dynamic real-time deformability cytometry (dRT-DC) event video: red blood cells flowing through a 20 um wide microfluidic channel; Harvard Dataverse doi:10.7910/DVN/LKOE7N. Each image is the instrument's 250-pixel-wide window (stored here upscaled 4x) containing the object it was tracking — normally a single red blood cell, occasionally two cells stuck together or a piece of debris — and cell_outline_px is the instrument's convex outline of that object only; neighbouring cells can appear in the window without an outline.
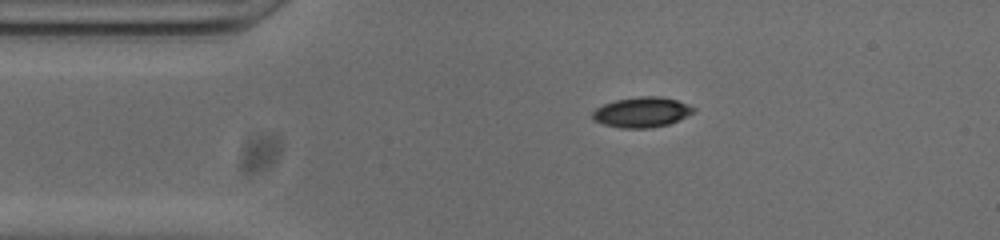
{"species": "common noctule bat (a hibernating species)", "species_latin": "Nyctalus noctula", "temperature_condition": "cold", "stored_images_in_passage": 44, "camera_frame_rate_fps": 3000, "um_per_image_px": 0.085, "animal": {"sex": "male", "body_mass_g": 20.0, "forearm_length_mm": 53.3}, "frame": {"image": 1, "passage_image": 1, "time_ms": 0.0, "image_size_px": [1000, 240], "cell_outline_px": [[696, 108], [692, 112], [668, 124], [648, 128], [620, 128], [604, 124], [592, 120], [592, 112], [596, 108], [604, 104], [616, 100], [640, 96], [660, 96], [676, 100], [688, 104]], "centroid_in_image_um": [54.5, 9.53], "position_along_channel_um": 30.5, "area_um2": 17.57}}
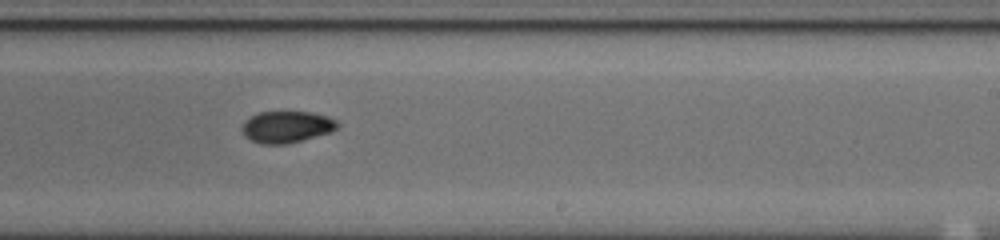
{"frame": {"image": 2, "passage_image": 22, "time_ms": 7.0, "image_size_px": [1000, 240], "cell_outline_px": [[340, 124], [336, 128], [328, 132], [300, 140], [284, 144], [260, 144], [244, 136], [240, 128], [244, 120], [248, 116], [260, 112], [312, 112], [328, 116], [336, 120]], "centroid_in_image_um": [24.3, 10.77], "position_along_channel_um": 264.7, "area_um2": 17.57}}
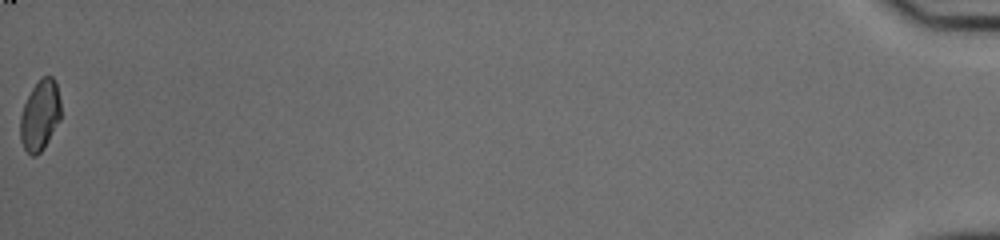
{"frame": {"image": 3, "passage_image": 44, "time_ms": 14.333, "image_size_px": [1000, 240], "cell_outline_px": [[60, 120], [44, 148], [36, 156], [32, 156], [24, 148], [20, 140], [20, 116], [24, 104], [32, 88], [40, 76], [52, 76], [56, 84], [60, 100]], "centroid_in_image_um": [3.39, 9.8], "position_along_channel_um": 431.8, "area_um2": 16.7}, "authors_computed_cell_mechanics": {"area_um2": 17.8891, "velocity_mm_per_s": 3.8424, "shape_relaxation_time_tau1_ms": null, "shape_relaxation_time_tau2_ms": 8.1404, "deformation_change_tau1": null, "deformation_change_tau2": 0.0977}}